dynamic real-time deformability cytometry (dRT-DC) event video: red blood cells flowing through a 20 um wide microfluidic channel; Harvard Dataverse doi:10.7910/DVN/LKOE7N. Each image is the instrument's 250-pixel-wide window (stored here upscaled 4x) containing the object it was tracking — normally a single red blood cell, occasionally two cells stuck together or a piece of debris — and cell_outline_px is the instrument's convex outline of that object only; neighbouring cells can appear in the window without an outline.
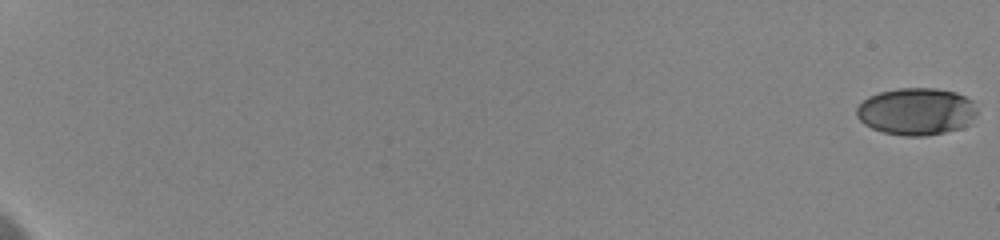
{"species": "human", "species_latin": "Homo sapiens", "temperature_condition": "cold", "stored_images_in_passage": 23, "camera_frame_rate_fps": 3000, "um_per_image_px": 0.085, "donor": {"sex": "female"}, "frame": {"image": 1, "passage_image": 1, "time_ms": 0.0, "image_size_px": [1000, 240], "cell_outline_px": [[976, 116], [972, 124], [960, 128], [944, 132], [924, 136], [904, 136], [884, 132], [872, 128], [864, 124], [856, 116], [856, 108], [868, 96], [880, 92], [900, 88], [936, 88], [956, 92], [972, 100], [976, 108]], "centroid_in_image_um": [77.91, 9.47], "position_along_channel_um": 7.1, "area_um2": 33.29}}